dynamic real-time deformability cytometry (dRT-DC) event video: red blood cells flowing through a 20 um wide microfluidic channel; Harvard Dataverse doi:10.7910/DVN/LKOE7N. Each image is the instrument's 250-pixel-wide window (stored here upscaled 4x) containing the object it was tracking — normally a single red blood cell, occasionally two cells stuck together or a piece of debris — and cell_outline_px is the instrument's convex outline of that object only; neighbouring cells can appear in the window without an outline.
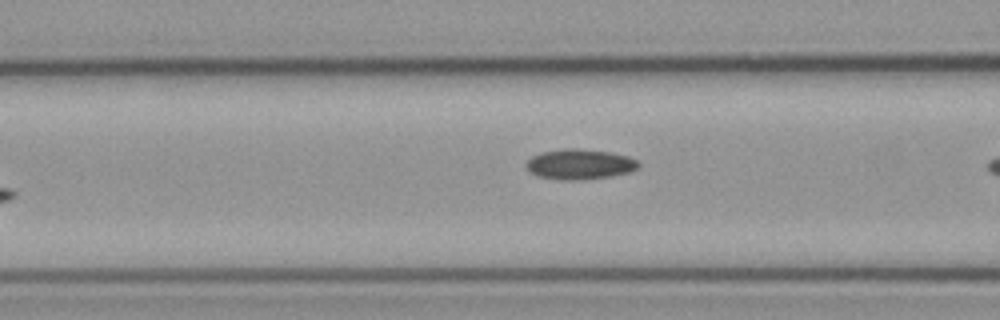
{"species": "common noctule bat (a hibernating species)", "species_latin": "Nyctalus noctula", "temperature_condition": "cold", "stored_images_in_passage": 9, "camera_frame_rate_fps": 3000, "um_per_image_px": 0.085, "animal": {"sex": "male", "body_mass_g": 23.1, "forearm_length_mm": 52.7}, "frame": {"image": 1, "passage_image": 4, "time_ms": 1.0, "image_size_px": [1000, 320], "cell_outline_px": [[640, 164], [636, 168], [628, 172], [612, 176], [584, 180], [560, 180], [540, 176], [528, 172], [524, 164], [532, 156], [540, 152], [564, 148], [576, 148], [608, 152], [628, 156], [636, 160]], "centroid_in_image_um": [49.22, 13.96], "position_along_channel_um": 117.4, "area_um2": 19.88}}
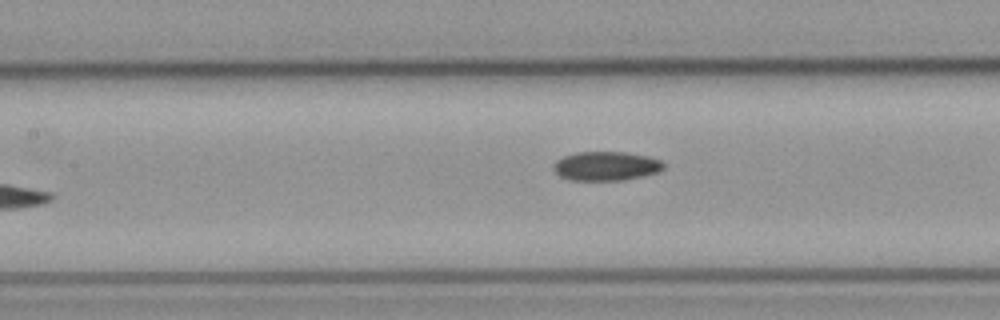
{"frame": {"image": 2, "passage_image": 7, "time_ms": 2.0, "image_size_px": [1000, 320], "cell_outline_px": [[664, 168], [660, 172], [644, 176], [624, 180], [568, 180], [560, 176], [552, 168], [552, 164], [556, 160], [564, 156], [576, 152], [624, 152], [648, 156], [660, 160], [664, 164]], "centroid_in_image_um": [51.51, 14.12], "position_along_channel_um": 155.9, "area_um2": 18.84}}